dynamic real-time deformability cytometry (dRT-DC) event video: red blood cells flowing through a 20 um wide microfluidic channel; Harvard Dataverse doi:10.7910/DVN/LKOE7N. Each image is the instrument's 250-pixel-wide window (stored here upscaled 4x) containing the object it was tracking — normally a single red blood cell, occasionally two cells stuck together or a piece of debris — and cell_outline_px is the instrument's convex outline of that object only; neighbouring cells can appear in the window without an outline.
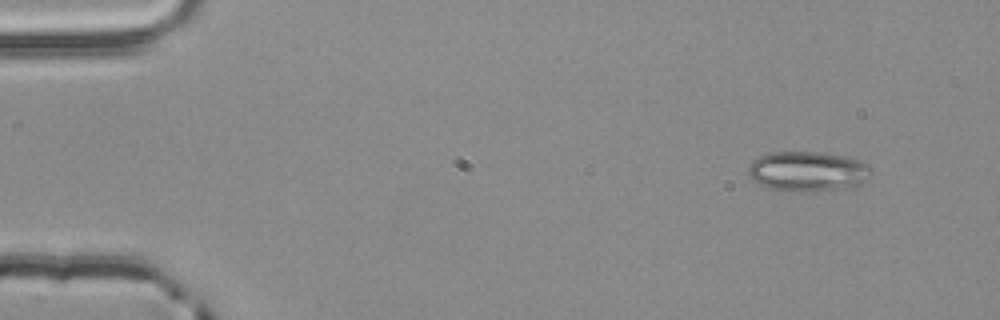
{"species": "common noctule bat (a hibernating species)", "species_latin": "Nyctalus noctula", "temperature_condition": "room temperature", "stored_images_in_passage": 50, "camera_frame_rate_fps": 3000, "um_per_image_px": 0.085, "animal": {"sex": "male", "body_mass_g": 20.4}, "frame": {"image": 1, "passage_image": 1, "time_ms": 0.0, "image_size_px": [1000, 320], "cell_outline_px": [[868, 176], [856, 184], [848, 188], [800, 192], [768, 188], [756, 184], [752, 180], [748, 172], [748, 164], [752, 160], [760, 156], [772, 152], [820, 152], [844, 156], [860, 160], [868, 164]], "centroid_in_image_um": [68.56, 14.56], "position_along_channel_um": 16.4, "area_um2": 28.44}}
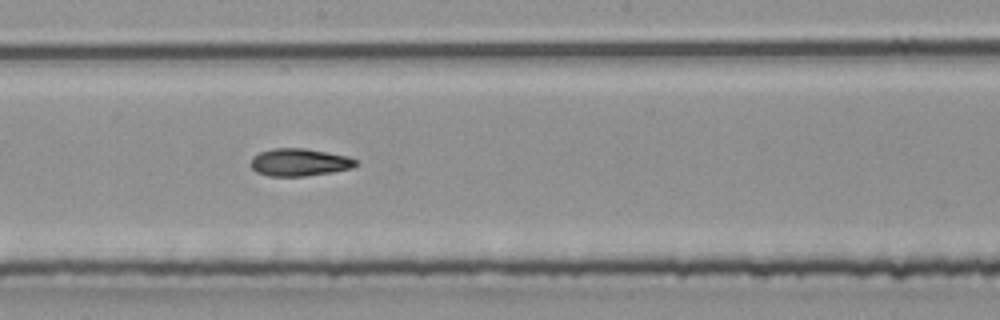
{"frame": {"image": 2, "passage_image": 26, "time_ms": 8.333, "image_size_px": [1000, 320], "cell_outline_px": [[356, 164], [348, 168], [332, 172], [304, 176], [268, 176], [256, 172], [248, 164], [252, 156], [260, 152], [276, 148], [304, 148], [348, 156], [356, 160]], "centroid_in_image_um": [25.37, 13.79], "position_along_channel_um": 222.8, "area_um2": 16.76}}
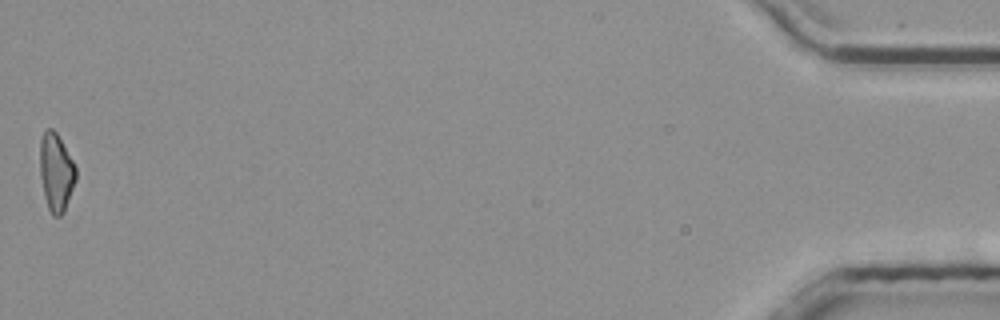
{"frame": {"image": 3, "passage_image": 50, "time_ms": 16.333, "image_size_px": [1000, 320], "cell_outline_px": [[76, 180], [64, 212], [60, 216], [52, 216], [48, 208], [44, 196], [40, 176], [40, 140], [44, 132], [48, 128], [52, 128], [56, 132], [76, 164]], "centroid_in_image_um": [4.78, 14.64], "position_along_channel_um": 430.4, "area_um2": 16.47}}